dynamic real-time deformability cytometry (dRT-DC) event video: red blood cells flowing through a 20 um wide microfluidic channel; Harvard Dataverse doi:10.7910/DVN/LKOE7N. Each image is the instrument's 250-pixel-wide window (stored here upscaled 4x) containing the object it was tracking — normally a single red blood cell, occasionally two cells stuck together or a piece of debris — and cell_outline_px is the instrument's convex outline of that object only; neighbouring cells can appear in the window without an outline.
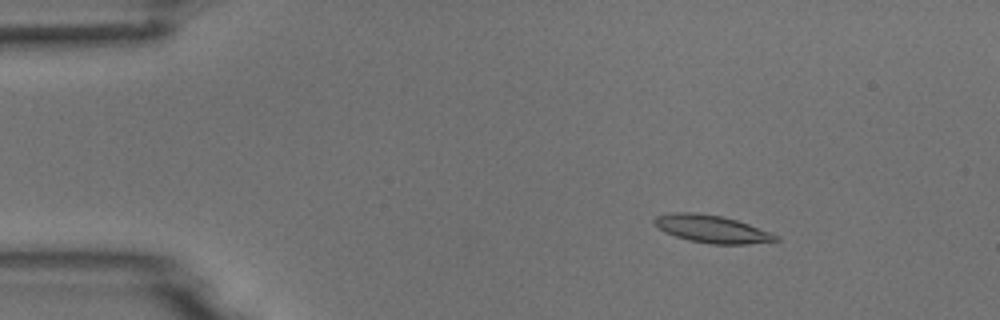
{"species": "common noctule bat (a hibernating species)", "species_latin": "Nyctalus noctula", "temperature_condition": "room temperature", "stored_images_in_passage": 3, "camera_frame_rate_fps": 3000, "um_per_image_px": 0.085, "animal": {"sex": "male", "body_mass_g": 18.8}, "frame": {"image": 1, "passage_image": 2, "time_ms": 1.0, "image_size_px": [1000, 320], "cell_outline_px": [[780, 240], [748, 244], [712, 244], [688, 240], [664, 232], [652, 220], [656, 216], [672, 212], [696, 212], [720, 216], [736, 220], [748, 224], [780, 236]], "centroid_in_image_um": [60.5, 19.46], "position_along_channel_um": 24.5, "area_um2": 19.36}}